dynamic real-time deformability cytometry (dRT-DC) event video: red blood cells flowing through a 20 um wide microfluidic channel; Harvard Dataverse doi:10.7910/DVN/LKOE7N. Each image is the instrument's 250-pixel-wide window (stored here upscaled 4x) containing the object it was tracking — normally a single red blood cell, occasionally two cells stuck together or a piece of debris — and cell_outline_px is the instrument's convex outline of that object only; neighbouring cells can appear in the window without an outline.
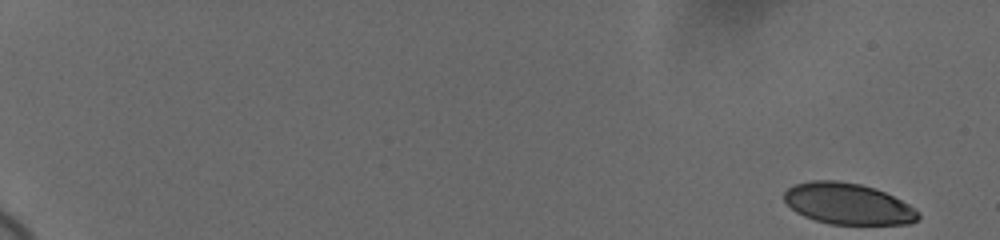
{"species": "human", "species_latin": "Homo sapiens", "temperature_condition": "cold", "stored_images_in_passage": 57, "camera_frame_rate_fps": 3000, "um_per_image_px": 0.085, "donor": {"sex": "female"}, "frame": {"image": 1, "passage_image": 1, "time_ms": 0.0, "image_size_px": [1000, 240], "cell_outline_px": [[920, 216], [916, 220], [904, 224], [832, 224], [816, 220], [804, 216], [796, 212], [784, 200], [784, 192], [788, 188], [796, 184], [812, 180], [832, 180], [860, 184], [884, 192], [908, 204]], "centroid_in_image_um": [72.03, 17.32], "position_along_channel_um": 13.0, "area_um2": 31.62}}
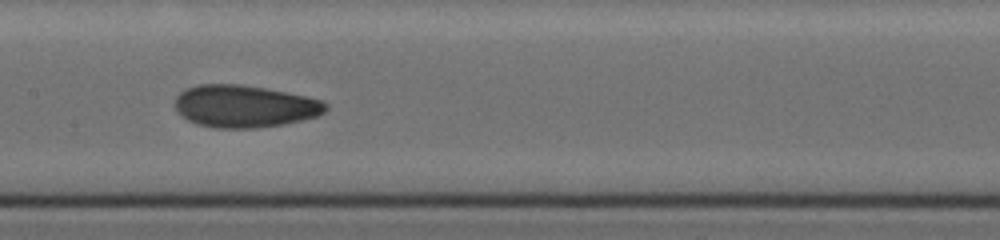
{"frame": {"image": 2, "passage_image": 32, "time_ms": 10.333, "image_size_px": [1000, 240], "cell_outline_px": [[328, 108], [324, 112], [316, 116], [300, 120], [280, 124], [252, 128], [216, 128], [200, 124], [188, 120], [176, 108], [176, 96], [180, 92], [188, 88], [200, 84], [236, 84], [264, 88], [304, 96], [320, 100], [328, 104]], "centroid_in_image_um": [20.78, 9.03], "position_along_channel_um": 186.6, "area_um2": 36.41}}
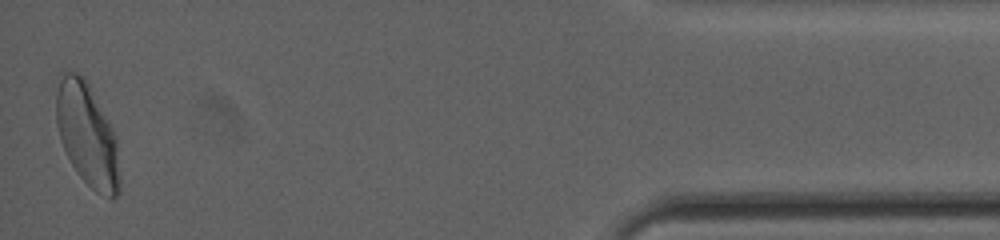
{"frame": {"image": 3, "passage_image": 57, "time_ms": 18.667, "image_size_px": [1000, 240], "cell_outline_px": [[120, 192], [112, 200], [96, 192], [76, 172], [64, 148], [56, 124], [56, 92], [60, 80], [68, 72], [76, 72], [84, 76], [112, 128], [116, 140], [120, 176]], "centroid_in_image_um": [7.43, 11.51], "position_along_channel_um": 427.8, "area_um2": 37.63}, "authors_computed_cell_mechanics": {"area_um2": 34.9112, "velocity_mm_per_s": 3.6675, "shape_relaxation_time_tau1_ms": 4.4792, "shape_relaxation_time_tau2_ms": 1.6295, "deformation_change_tau1": 0.1478, "deformation_change_tau2": 0.0655}}